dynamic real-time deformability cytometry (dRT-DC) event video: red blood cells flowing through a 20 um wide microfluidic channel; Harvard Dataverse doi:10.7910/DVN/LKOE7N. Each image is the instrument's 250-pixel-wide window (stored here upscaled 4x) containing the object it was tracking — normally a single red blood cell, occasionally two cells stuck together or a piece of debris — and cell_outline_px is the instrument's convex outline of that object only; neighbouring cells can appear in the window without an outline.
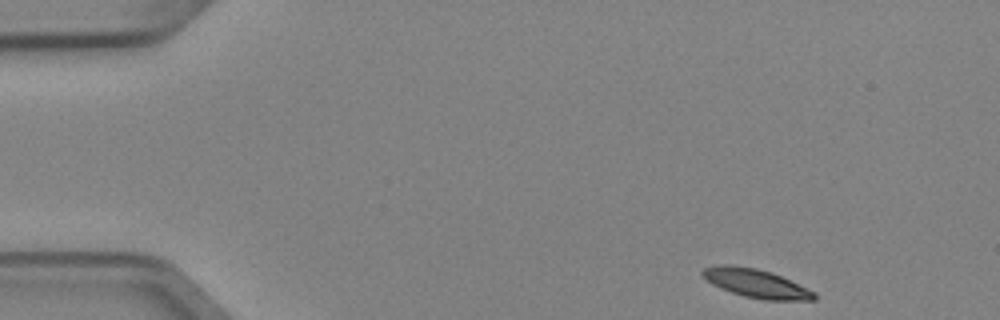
{"species": "Egyptian fruit bat (a non-hibernating species)", "species_latin": "Rousettus aegyptiacus", "temperature_condition": "cold", "stored_images_in_passage": 4, "camera_frame_rate_fps": 3000, "um_per_image_px": 0.085, "animal": {"sex": "female"}, "frame": {"image": 1, "passage_image": 1, "time_ms": 0.0, "image_size_px": [1000, 320], "cell_outline_px": [[816, 300], [764, 300], [744, 296], [720, 288], [712, 284], [700, 272], [704, 268], [724, 264], [728, 264], [756, 268], [772, 272], [816, 292]], "centroid_in_image_um": [64.29, 24.09], "position_along_channel_um": 20.7, "area_um2": 18.5}}
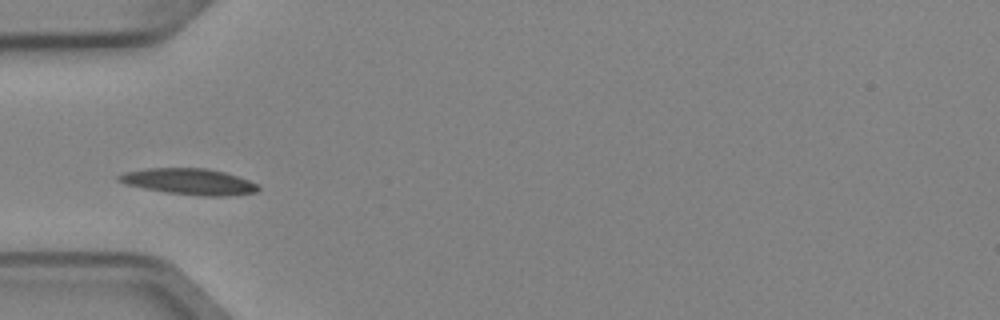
{"frame": {"image": 2, "passage_image": 4, "time_ms": 1.0, "image_size_px": [1000, 320], "cell_outline_px": [[260, 188], [256, 192], [228, 196], [204, 196], [168, 192], [144, 188], [128, 184], [116, 180], [116, 176], [124, 172], [144, 168], [208, 168], [224, 172], [248, 180], [256, 184]], "centroid_in_image_um": [16.06, 15.42], "position_along_channel_um": 68.9, "area_um2": 21.04}}